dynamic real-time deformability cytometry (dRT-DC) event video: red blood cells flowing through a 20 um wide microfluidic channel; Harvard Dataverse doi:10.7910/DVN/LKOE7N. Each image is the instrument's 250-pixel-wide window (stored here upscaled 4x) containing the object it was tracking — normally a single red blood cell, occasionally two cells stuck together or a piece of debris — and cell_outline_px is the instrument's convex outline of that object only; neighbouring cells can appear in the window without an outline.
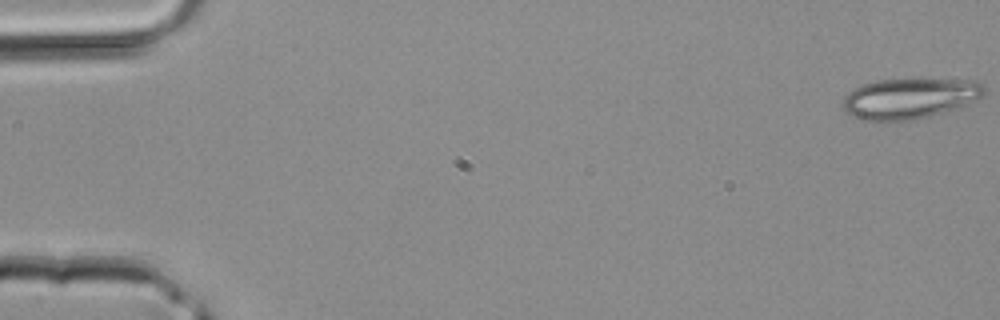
{"species": "common noctule bat (a hibernating species)", "species_latin": "Nyctalus noctula", "temperature_condition": "room temperature", "stored_images_in_passage": 42, "camera_frame_rate_fps": 3000, "um_per_image_px": 0.085, "animal": {"sex": "male", "body_mass_g": 20.4}, "frame": {"image": 1, "passage_image": 1, "time_ms": 0.0, "image_size_px": [1000, 320], "cell_outline_px": [[984, 92], [980, 96], [960, 108], [912, 120], [864, 120], [848, 112], [844, 108], [844, 96], [852, 88], [876, 80], [980, 80], [984, 84]], "centroid_in_image_um": [77.34, 8.36], "position_along_channel_um": 7.7, "area_um2": 32.83}}
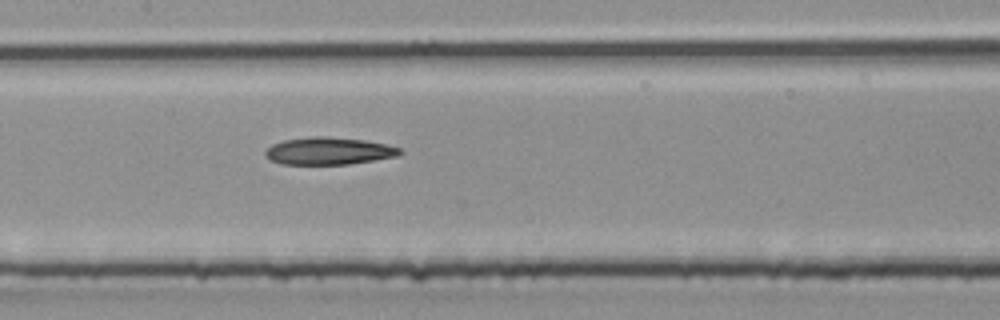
{"frame": {"image": 2, "passage_image": 21, "time_ms": 6.667, "image_size_px": [1000, 320], "cell_outline_px": [[404, 152], [396, 156], [348, 164], [280, 164], [268, 160], [264, 156], [264, 152], [272, 144], [284, 140], [312, 136], [320, 136], [364, 140], [384, 144], [400, 148]], "centroid_in_image_um": [27.88, 12.84], "position_along_channel_um": 179.5, "area_um2": 21.33}}
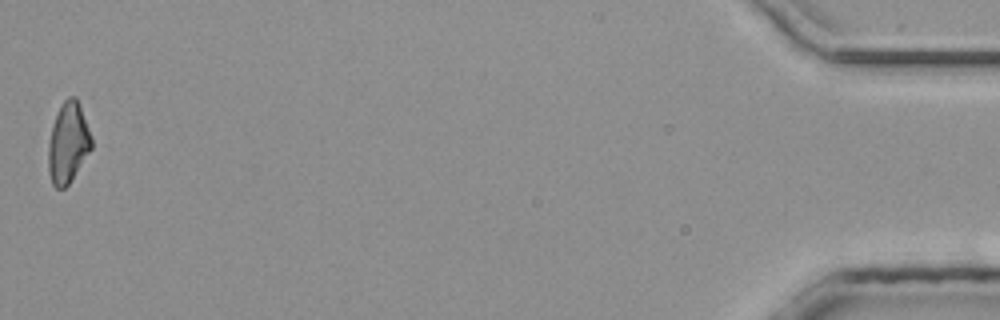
{"frame": {"image": 3, "passage_image": 42, "time_ms": 13.667, "image_size_px": [1000, 320], "cell_outline_px": [[92, 148], [68, 184], [64, 188], [56, 188], [52, 184], [48, 168], [48, 144], [52, 124], [60, 104], [68, 96], [76, 96], [92, 136]], "centroid_in_image_um": [5.78, 12.11], "position_along_channel_um": 429.4, "area_um2": 20.29}}